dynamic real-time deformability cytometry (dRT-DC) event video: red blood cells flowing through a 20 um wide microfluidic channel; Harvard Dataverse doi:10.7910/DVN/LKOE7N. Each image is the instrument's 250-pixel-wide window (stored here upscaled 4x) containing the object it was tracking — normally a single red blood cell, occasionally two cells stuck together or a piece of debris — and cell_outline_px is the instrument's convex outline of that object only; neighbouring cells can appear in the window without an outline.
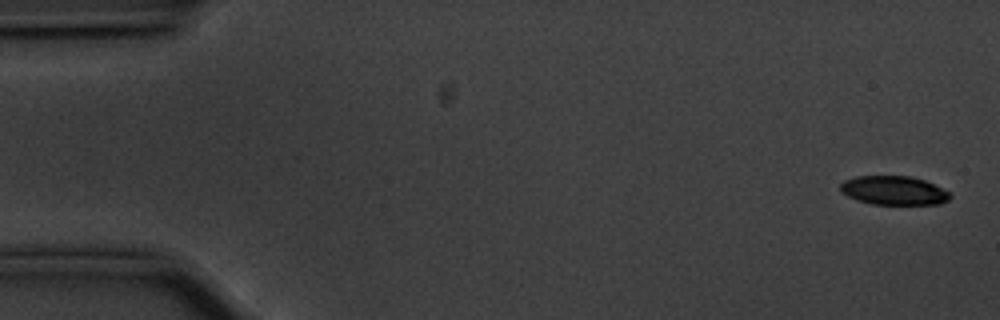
{"species": "common noctule bat (a hibernating species)", "species_latin": "Nyctalus noctula", "temperature_condition": "cold", "stored_images_in_passage": 17, "camera_frame_rate_fps": 3000, "um_per_image_px": 0.085, "animal": {"sex": "male", "body_mass_g": 20.1, "forearm_length_mm": 53.5}, "frame": {"image": 1, "passage_image": 2, "time_ms": 0.333, "image_size_px": [1000, 320], "cell_outline_px": [[952, 196], [948, 200], [940, 204], [872, 204], [856, 200], [840, 192], [840, 184], [844, 180], [856, 176], [908, 176], [924, 180], [948, 192]], "centroid_in_image_um": [75.93, 16.19], "position_along_channel_um": 9.1, "area_um2": 18.38}}
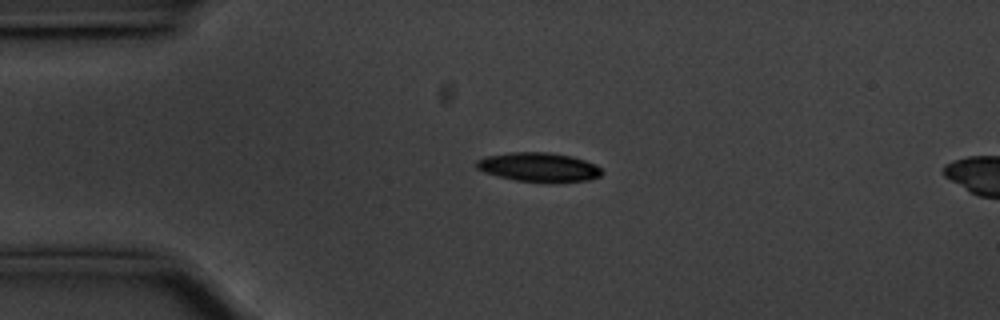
{"frame": {"image": 2, "passage_image": 13, "time_ms": 4.0, "image_size_px": [1000, 320], "cell_outline_px": [[604, 172], [600, 176], [588, 180], [516, 180], [484, 172], [476, 168], [476, 160], [484, 156], [512, 152], [552, 152], [572, 156], [596, 164]], "centroid_in_image_um": [45.77, 14.16], "position_along_channel_um": 39.2, "area_um2": 20.69}}